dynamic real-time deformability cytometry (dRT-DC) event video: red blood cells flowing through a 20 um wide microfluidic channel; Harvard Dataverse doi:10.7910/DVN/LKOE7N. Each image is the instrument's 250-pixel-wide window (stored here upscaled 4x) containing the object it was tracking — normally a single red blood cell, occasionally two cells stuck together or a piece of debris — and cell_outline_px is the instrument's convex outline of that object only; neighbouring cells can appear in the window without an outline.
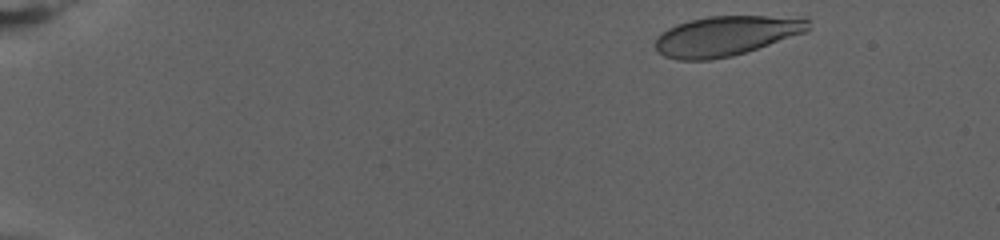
{"species": "human", "species_latin": "Homo sapiens", "temperature_condition": "warm", "stored_images_in_passage": 69, "camera_frame_rate_fps": 3000, "um_per_image_px": 0.085, "donor": {"sex": "female"}, "frame": {"image": 1, "passage_image": 3, "time_ms": 0.667, "image_size_px": [1000, 240], "cell_outline_px": [[808, 28], [804, 32], [732, 56], [708, 60], [680, 60], [664, 56], [656, 48], [656, 40], [668, 28], [676, 24], [688, 20], [708, 16], [764, 16], [808, 20]], "centroid_in_image_um": [61.62, 3.05], "position_along_channel_um": 23.4, "area_um2": 34.51}}
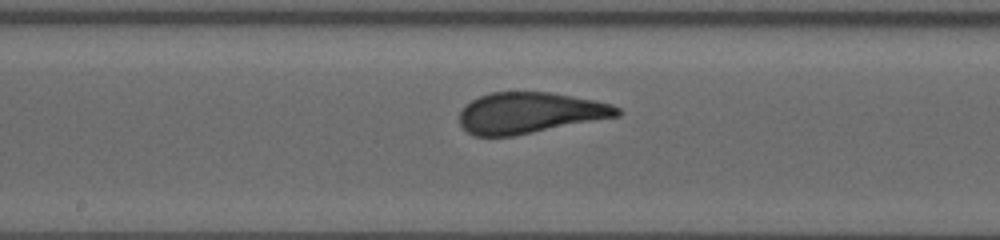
{"frame": {"image": 2, "passage_image": 36, "time_ms": 11.667, "image_size_px": [1000, 240], "cell_outline_px": [[620, 116], [512, 136], [476, 136], [468, 132], [460, 124], [460, 112], [464, 104], [480, 96], [492, 92], [548, 92], [596, 100], [612, 104], [620, 108]], "centroid_in_image_um": [45.04, 9.59], "position_along_channel_um": 203.2, "area_um2": 37.57}}
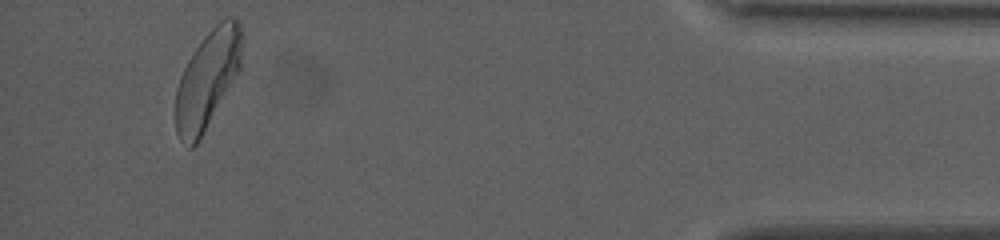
{"frame": {"image": 3, "passage_image": 65, "time_ms": 21.333, "image_size_px": [1000, 240], "cell_outline_px": [[240, 68], [200, 140], [192, 148], [188, 148], [180, 140], [176, 132], [176, 88], [180, 76], [188, 60], [204, 36], [224, 16], [232, 16], [240, 20]], "centroid_in_image_um": [17.61, 6.77], "position_along_channel_um": 417.6, "area_um2": 37.34}, "authors_computed_cell_mechanics": {"area_um2": 37.6856, "velocity_mm_per_s": 2.7841, "shape_relaxation_time_tau1_ms": 5.6374, "shape_relaxation_time_tau2_ms": null, "deformation_change_tau1": 0.1817, "deformation_change_tau2": null}}